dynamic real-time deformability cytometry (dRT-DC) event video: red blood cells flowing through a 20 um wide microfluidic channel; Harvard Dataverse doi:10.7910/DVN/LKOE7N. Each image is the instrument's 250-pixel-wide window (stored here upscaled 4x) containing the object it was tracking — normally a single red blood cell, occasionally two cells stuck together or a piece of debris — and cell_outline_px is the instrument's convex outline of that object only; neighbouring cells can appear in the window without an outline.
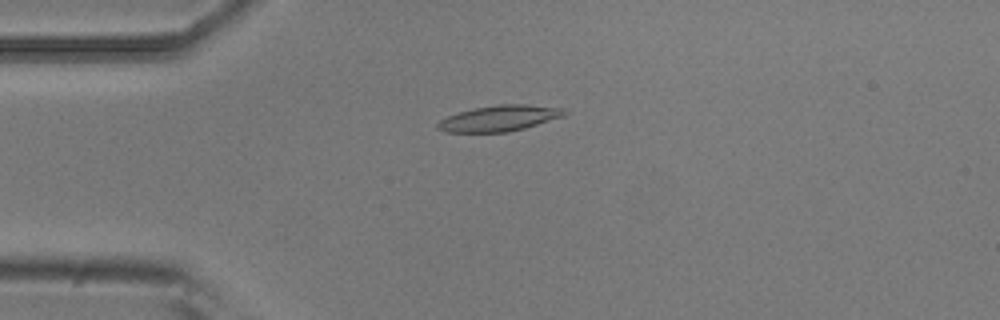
{"species": "common noctule bat (a hibernating species)", "species_latin": "Nyctalus noctula", "temperature_condition": "room temperature", "stored_images_in_passage": 6, "camera_frame_rate_fps": 3000, "um_per_image_px": 0.085, "animal": {"sex": "male", "body_mass_g": 20.5, "forearm_length_mm": 52.5}, "frame": {"image": 1, "passage_image": 4, "time_ms": 1.0, "image_size_px": [1000, 320], "cell_outline_px": [[568, 112], [564, 116], [524, 128], [508, 132], [444, 132], [436, 128], [436, 124], [440, 120], [448, 116], [472, 108], [496, 104], [524, 104], [564, 108]], "centroid_in_image_um": [42.43, 10.05], "position_along_channel_um": 42.6, "area_um2": 19.13}}
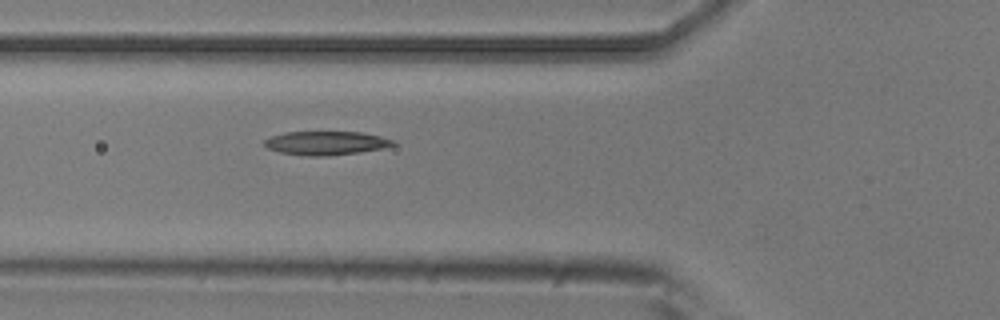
{"frame": {"image": 2, "passage_image": 6, "time_ms": 1.667, "image_size_px": [1000, 320], "cell_outline_px": [[396, 144], [384, 148], [360, 152], [328, 156], [308, 156], [280, 152], [268, 148], [264, 144], [264, 140], [272, 136], [284, 132], [360, 132], [380, 136], [396, 140]], "centroid_in_image_um": [27.74, 12.16], "position_along_channel_um": 98.1, "area_um2": 17.8}}